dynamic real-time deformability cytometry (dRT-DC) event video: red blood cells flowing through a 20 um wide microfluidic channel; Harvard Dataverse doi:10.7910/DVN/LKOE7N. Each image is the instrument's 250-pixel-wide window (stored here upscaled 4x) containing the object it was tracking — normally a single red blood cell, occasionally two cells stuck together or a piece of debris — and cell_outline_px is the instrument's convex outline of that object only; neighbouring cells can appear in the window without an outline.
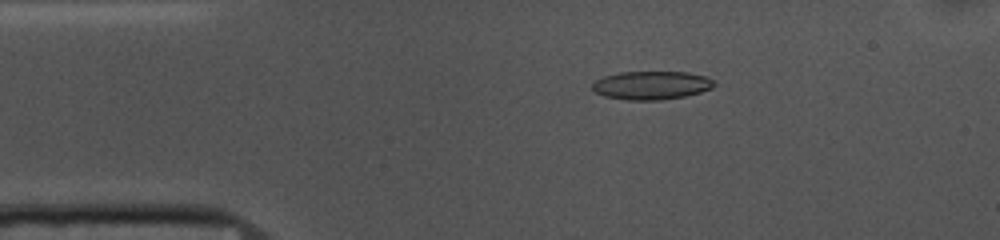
{"species": "common noctule bat (a hibernating species)", "species_latin": "Nyctalus noctula", "temperature_condition": "cold", "stored_images_in_passage": 53, "camera_frame_rate_fps": 3000, "um_per_image_px": 0.085, "animal": {"sex": "female", "body_mass_g": 10.0, "forearm_length_mm": 53.1}, "frame": {"image": 1, "passage_image": 9, "time_ms": 2.667, "image_size_px": [1000, 240], "cell_outline_px": [[716, 84], [712, 88], [700, 92], [684, 96], [660, 100], [628, 100], [604, 96], [596, 92], [592, 88], [592, 84], [596, 80], [604, 76], [620, 72], [688, 72], [708, 76], [716, 80]], "centroid_in_image_um": [55.42, 7.24], "position_along_channel_um": 29.6, "area_um2": 20.29}}
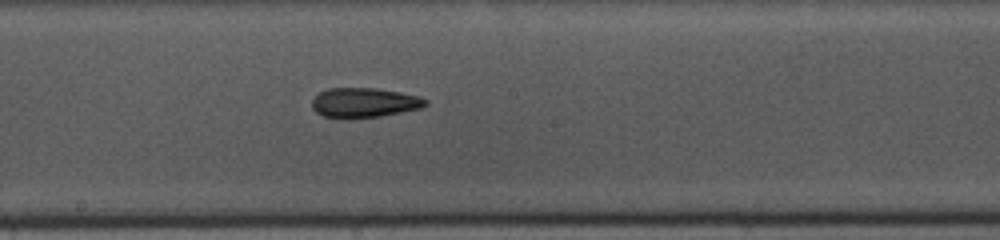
{"frame": {"image": 2, "passage_image": 27, "time_ms": 8.667, "image_size_px": [1000, 240], "cell_outline_px": [[428, 104], [424, 108], [380, 116], [324, 116], [316, 112], [312, 108], [312, 100], [320, 92], [328, 88], [376, 88], [400, 92], [420, 96], [428, 100]], "centroid_in_image_um": [31.03, 8.69], "position_along_channel_um": 217.2, "area_um2": 19.25}}
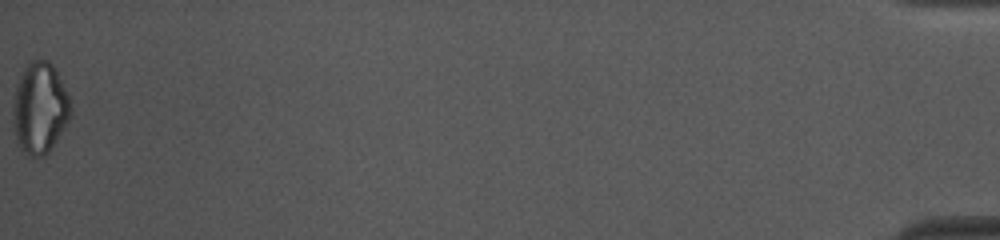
{"frame": {"image": 3, "passage_image": 53, "time_ms": 17.333, "image_size_px": [1000, 240], "cell_outline_px": [[72, 116], [48, 152], [44, 156], [32, 156], [24, 152], [20, 148], [16, 140], [12, 112], [16, 84], [24, 68], [32, 60], [48, 60], [52, 64], [68, 96], [72, 108]], "centroid_in_image_um": [3.38, 9.2], "position_along_channel_um": 431.8, "area_um2": 30.4}, "authors_computed_cell_mechanics": {"area_um2": 19.9988, "velocity_mm_per_s": 3.7182, "shape_relaxation_time_tau1_ms": null, "shape_relaxation_time_tau2_ms": 4.7773, "deformation_change_tau1": null, "deformation_change_tau2": 0.1433}}